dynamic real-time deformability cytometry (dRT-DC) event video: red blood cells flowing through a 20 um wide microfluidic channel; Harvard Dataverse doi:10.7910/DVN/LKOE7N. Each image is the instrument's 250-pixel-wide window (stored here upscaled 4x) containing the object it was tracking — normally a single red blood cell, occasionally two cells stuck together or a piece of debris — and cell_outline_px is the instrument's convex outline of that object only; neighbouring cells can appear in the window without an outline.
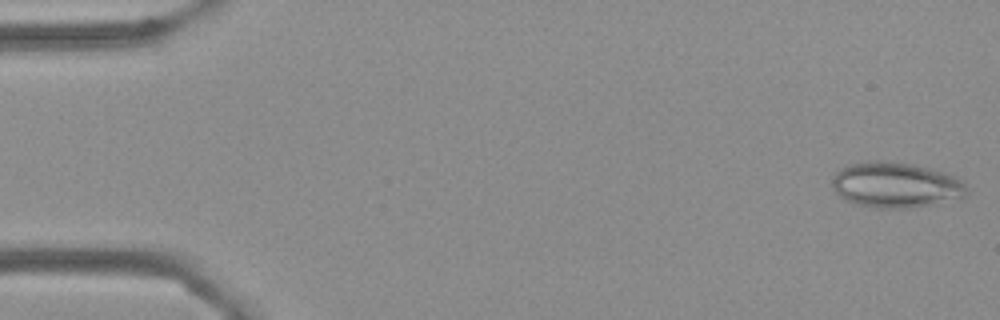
{"species": "Egyptian fruit bat (a non-hibernating species)", "species_latin": "Rousettus aegyptiacus", "temperature_condition": "cold", "stored_images_in_passage": 6, "camera_frame_rate_fps": 3000, "um_per_image_px": 0.085, "frame": {"image": 1, "passage_image": 1, "time_ms": 0.0, "image_size_px": [1000, 320], "cell_outline_px": [[968, 192], [964, 200], [912, 208], [876, 208], [856, 204], [844, 200], [836, 192], [832, 184], [832, 176], [836, 172], [852, 164], [868, 160], [880, 160], [908, 164], [944, 172], [956, 176], [964, 180], [968, 188]], "centroid_in_image_um": [76.23, 15.75], "position_along_channel_um": 8.8, "area_um2": 36.24}}